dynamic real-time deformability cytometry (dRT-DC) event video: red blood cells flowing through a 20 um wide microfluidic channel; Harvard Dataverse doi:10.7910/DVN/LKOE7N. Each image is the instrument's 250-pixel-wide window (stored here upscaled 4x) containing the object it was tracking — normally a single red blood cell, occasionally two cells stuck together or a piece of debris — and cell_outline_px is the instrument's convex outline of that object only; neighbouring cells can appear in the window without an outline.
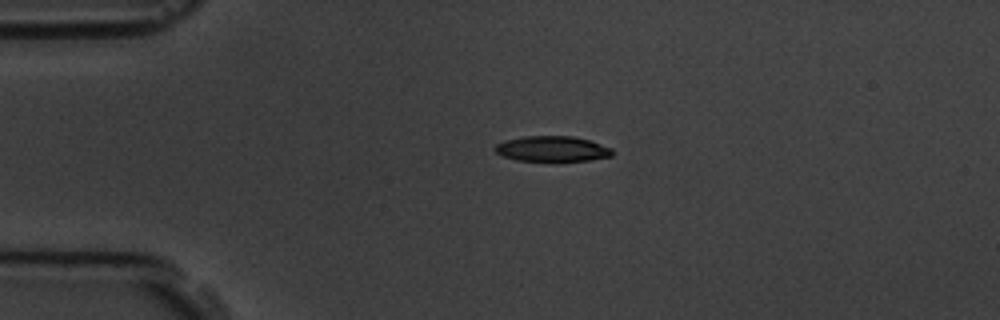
{"species": "common noctule bat (a hibernating species)", "species_latin": "Nyctalus noctula", "temperature_condition": "room temperature", "stored_images_in_passage": 4, "camera_frame_rate_fps": 3000, "um_per_image_px": 0.085, "animal": {"sex": "male", "body_mass_g": 19.5, "forearm_length_mm": 54.6}, "frame": {"image": 1, "passage_image": 3, "time_ms": 2.333, "image_size_px": [1000, 320], "cell_outline_px": [[612, 156], [588, 160], [552, 164], [516, 160], [504, 156], [496, 152], [492, 148], [496, 144], [504, 140], [524, 136], [572, 136], [588, 140], [612, 148]], "centroid_in_image_um": [46.9, 12.69], "position_along_channel_um": 38.1, "area_um2": 18.15}}